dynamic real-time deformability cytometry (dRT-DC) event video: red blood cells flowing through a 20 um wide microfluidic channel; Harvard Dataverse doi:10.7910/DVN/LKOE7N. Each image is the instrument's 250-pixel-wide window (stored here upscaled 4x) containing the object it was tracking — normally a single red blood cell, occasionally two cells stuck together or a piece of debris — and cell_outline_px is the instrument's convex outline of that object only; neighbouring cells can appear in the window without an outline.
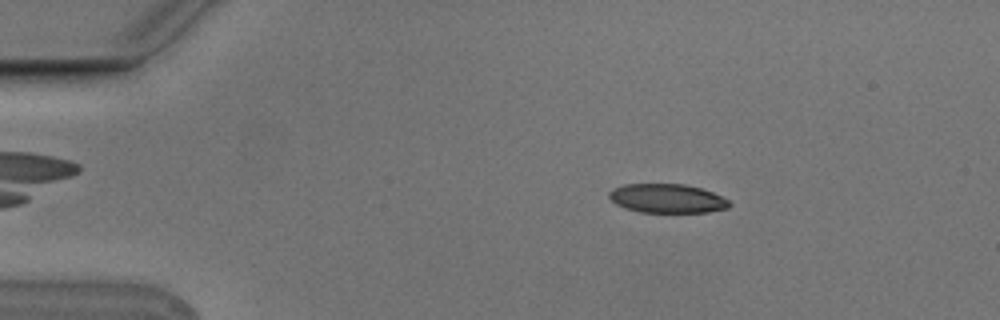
{"species": "Egyptian fruit bat (a non-hibernating species)", "species_latin": "Rousettus aegyptiacus", "temperature_condition": "cold", "stored_images_in_passage": 3, "camera_frame_rate_fps": 3000, "um_per_image_px": 0.085, "animal": {"sex": "male"}, "frame": {"image": 1, "passage_image": 1, "time_ms": 0.0, "image_size_px": [1000, 320], "cell_outline_px": [[732, 204], [728, 208], [708, 212], [640, 212], [624, 208], [616, 204], [608, 196], [608, 192], [612, 188], [624, 184], [684, 184], [700, 188], [712, 192], [728, 200]], "centroid_in_image_um": [56.68, 16.87], "position_along_channel_um": 28.3, "area_um2": 20.35}}